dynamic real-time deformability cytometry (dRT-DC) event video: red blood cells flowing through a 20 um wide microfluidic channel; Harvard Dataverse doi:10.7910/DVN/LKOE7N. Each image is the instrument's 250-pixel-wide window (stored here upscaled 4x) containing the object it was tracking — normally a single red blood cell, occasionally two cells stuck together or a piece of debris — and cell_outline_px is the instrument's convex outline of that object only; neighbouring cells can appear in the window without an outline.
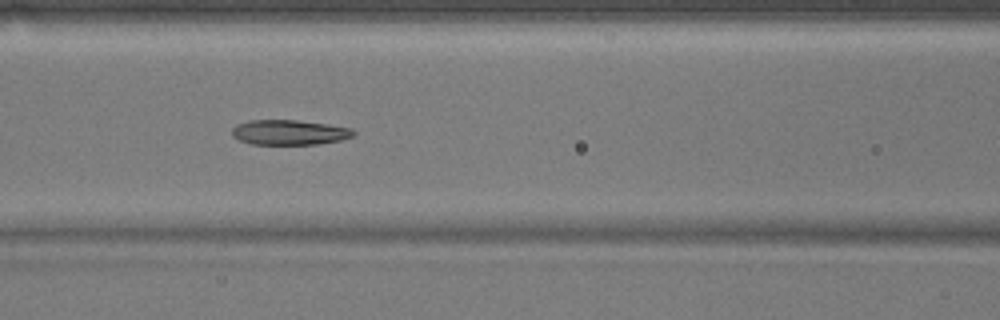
{"species": "common noctule bat (a hibernating species)", "species_latin": "Nyctalus noctula", "temperature_condition": "warm", "stored_images_in_passage": 41, "camera_frame_rate_fps": 3000, "um_per_image_px": 0.085, "animal": {"sex": "male", "body_mass_g": 17.9}, "frame": {"image": 1, "passage_image": 10, "time_ms": 3.0, "image_size_px": [1000, 320], "cell_outline_px": [[356, 136], [340, 140], [320, 144], [252, 144], [240, 140], [232, 136], [232, 128], [236, 124], [248, 120], [296, 120], [352, 128], [356, 132]], "centroid_in_image_um": [24.6, 11.25], "position_along_channel_um": 142.0, "area_um2": 17.74}}
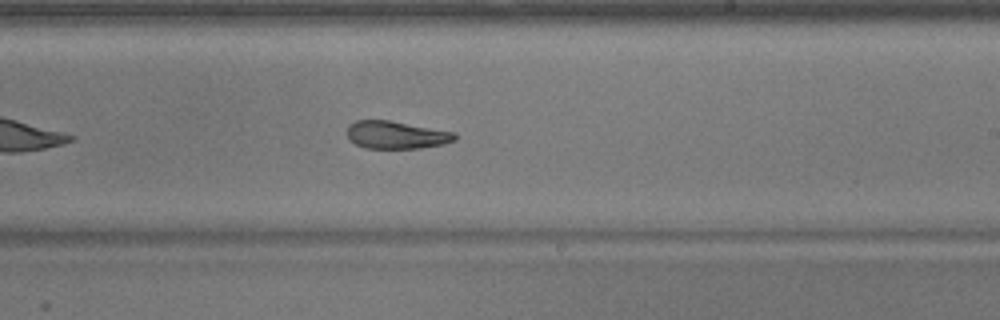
{"frame": {"image": 2, "passage_image": 19, "time_ms": 6.0, "image_size_px": [1000, 320], "cell_outline_px": [[456, 140], [444, 144], [420, 148], [364, 148], [356, 144], [348, 136], [348, 124], [356, 120], [388, 120], [452, 132], [456, 136]], "centroid_in_image_um": [33.66, 11.47], "position_along_channel_um": 255.3, "area_um2": 17.11}}
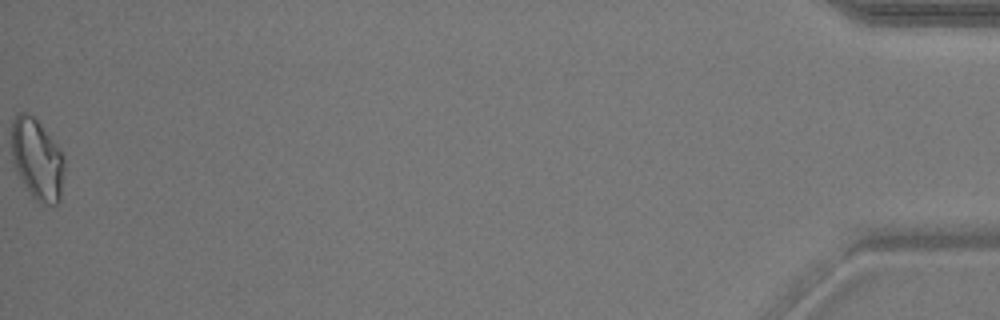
{"frame": {"image": 3, "passage_image": 41, "time_ms": 13.333, "image_size_px": [1000, 320], "cell_outline_px": [[64, 168], [60, 200], [56, 204], [48, 204], [36, 200], [32, 196], [24, 184], [12, 164], [12, 120], [16, 112], [28, 112], [40, 124], [60, 152], [64, 160]], "centroid_in_image_um": [3.12, 13.53], "position_along_channel_um": 432.1, "area_um2": 24.51}, "authors_computed_cell_mechanics": {"area_um2": 18.4382, "velocity_mm_per_s": 3.793, "shape_relaxation_time_tau1_ms": 10.2238, "shape_relaxation_time_tau2_ms": 3.7231, "deformation_change_tau1": 0.2563, "deformation_change_tau2": 0.1224}}